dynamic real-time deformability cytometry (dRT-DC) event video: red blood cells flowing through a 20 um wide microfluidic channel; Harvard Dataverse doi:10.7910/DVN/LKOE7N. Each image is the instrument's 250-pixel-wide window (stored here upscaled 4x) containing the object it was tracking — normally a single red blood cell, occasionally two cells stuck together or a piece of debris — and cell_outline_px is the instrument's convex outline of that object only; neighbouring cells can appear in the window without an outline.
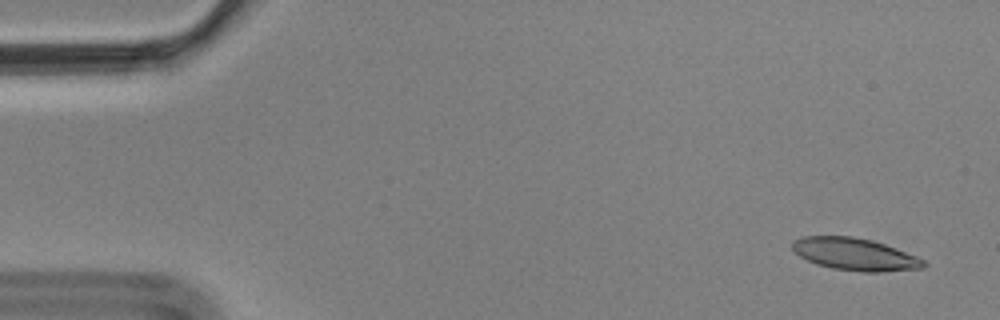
{"species": "Egyptian fruit bat (a non-hibernating species)", "species_latin": "Rousettus aegyptiacus", "temperature_condition": "cold", "stored_images_in_passage": 3, "camera_frame_rate_fps": 3000, "um_per_image_px": 0.085, "animal": {"sex": "male"}, "frame": {"image": 1, "passage_image": 1, "time_ms": 0.0, "image_size_px": [1000, 320], "cell_outline_px": [[928, 264], [924, 268], [880, 272], [864, 272], [832, 268], [816, 264], [800, 256], [792, 248], [792, 240], [804, 236], [852, 236], [872, 240], [884, 244], [924, 260]], "centroid_in_image_um": [72.65, 21.61], "position_along_channel_um": 12.4, "area_um2": 24.51}}